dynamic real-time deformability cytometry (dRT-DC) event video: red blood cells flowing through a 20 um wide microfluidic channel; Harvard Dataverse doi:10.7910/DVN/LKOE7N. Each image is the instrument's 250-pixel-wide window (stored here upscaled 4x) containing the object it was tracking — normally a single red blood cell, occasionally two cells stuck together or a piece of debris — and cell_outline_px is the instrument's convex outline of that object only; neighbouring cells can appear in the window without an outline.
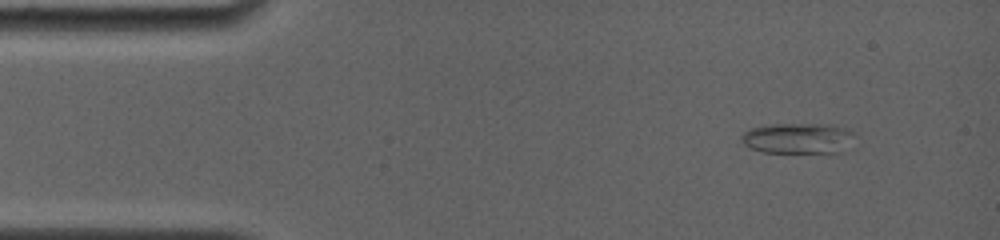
{"species": "common noctule bat (a hibernating species)", "species_latin": "Nyctalus noctula", "temperature_condition": "room temperature", "stored_images_in_passage": 34, "camera_frame_rate_fps": 4000, "um_per_image_px": 0.085, "animal": {"sex": "female", "body_mass_g": 19.0, "forearm_length_mm": 56.7}, "frame": {"image": 1, "passage_image": 1, "time_ms": 0.0, "image_size_px": [1000, 240], "cell_outline_px": [[856, 132], [836, 152], [764, 152], [752, 148], [744, 144], [740, 140], [740, 136], [744, 132], [752, 128], [772, 124], [832, 124]], "centroid_in_image_um": [67.73, 11.72], "position_along_channel_um": 17.3, "area_um2": 19.59}}
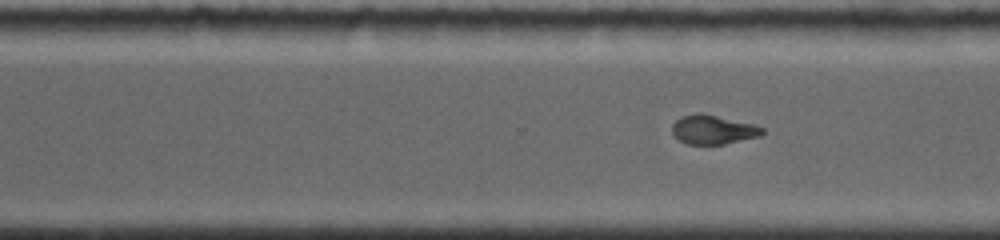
{"frame": {"image": 2, "passage_image": 20, "time_ms": 9.75, "image_size_px": [1000, 240], "cell_outline_px": [[764, 132], [760, 136], [724, 144], [688, 144], [680, 140], [672, 132], [672, 124], [676, 120], [684, 116], [700, 112], [704, 112], [752, 124], [764, 128]], "centroid_in_image_um": [60.62, 11.01], "position_along_channel_um": 310.0, "area_um2": 15.2}}
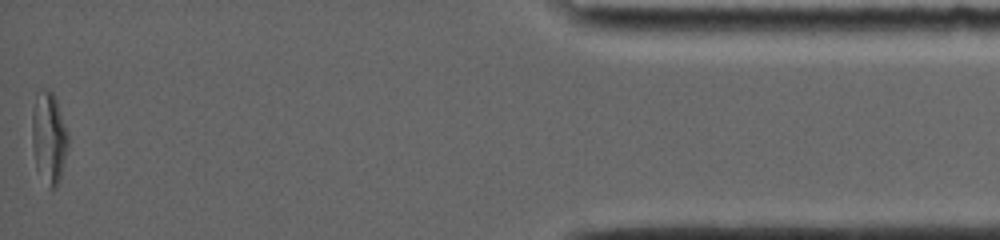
{"frame": {"image": 3, "passage_image": 34, "time_ms": 14.75, "image_size_px": [1000, 240], "cell_outline_px": [[68, 148], [60, 180], [56, 188], [48, 188], [36, 168], [32, 144], [32, 112], [36, 92], [48, 88], [52, 92], [56, 100], [68, 132]], "centroid_in_image_um": [4.15, 11.72], "position_along_channel_um": 431.0, "area_um2": 19.42}}